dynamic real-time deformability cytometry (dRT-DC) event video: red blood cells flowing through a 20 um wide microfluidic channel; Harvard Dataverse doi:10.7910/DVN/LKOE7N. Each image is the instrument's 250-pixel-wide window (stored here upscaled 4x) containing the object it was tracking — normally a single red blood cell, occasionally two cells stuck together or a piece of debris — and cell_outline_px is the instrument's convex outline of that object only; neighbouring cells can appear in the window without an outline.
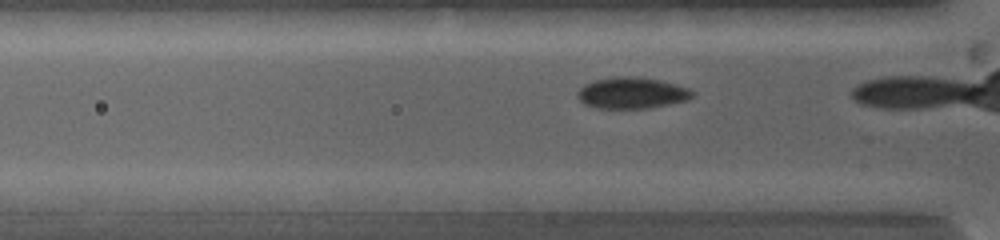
{"species": "common noctule bat (a hibernating species)", "species_latin": "Nyctalus noctula", "temperature_condition": "warm", "stored_images_in_passage": 12, "camera_frame_rate_fps": 5000, "um_per_image_px": 0.085, "animal": {"sex": "female", "body_mass_g": 19.0, "forearm_length_mm": 53.3}, "frame": {"image": 1, "passage_image": 3, "time_ms": 0.6, "image_size_px": [1000, 240], "cell_outline_px": [[692, 96], [688, 100], [652, 108], [596, 108], [584, 104], [576, 96], [576, 92], [584, 84], [596, 80], [616, 76], [628, 76], [656, 80], [676, 84], [688, 88], [692, 92]], "centroid_in_image_um": [53.66, 7.91], "position_along_channel_um": 72.1, "area_um2": 20.81}}
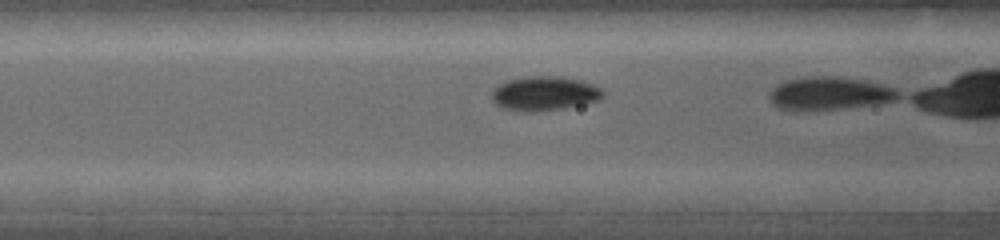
{"frame": {"image": 2, "passage_image": 7, "time_ms": 1.8, "image_size_px": [1000, 240], "cell_outline_px": [[604, 96], [600, 100], [564, 108], [536, 112], [520, 112], [500, 108], [492, 100], [492, 92], [500, 84], [508, 80], [520, 76], [564, 76], [592, 84], [600, 88], [604, 92]], "centroid_in_image_um": [46.26, 7.95], "position_along_channel_um": 120.3, "area_um2": 22.48}}